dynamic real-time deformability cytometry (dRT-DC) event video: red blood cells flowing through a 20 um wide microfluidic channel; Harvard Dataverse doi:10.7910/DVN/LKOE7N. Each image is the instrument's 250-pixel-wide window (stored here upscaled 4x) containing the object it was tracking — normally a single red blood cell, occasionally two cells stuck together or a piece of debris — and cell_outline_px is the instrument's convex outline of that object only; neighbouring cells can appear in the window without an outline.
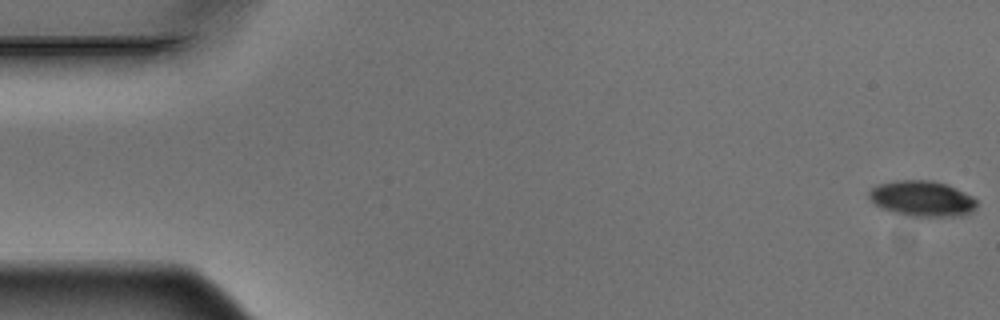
{"species": "Egyptian fruit bat (a non-hibernating species)", "species_latin": "Rousettus aegyptiacus", "temperature_condition": "warm", "stored_images_in_passage": 15, "camera_frame_rate_fps": 3000, "um_per_image_px": 0.085, "animal": {"sex": "male"}, "frame": {"image": 1, "passage_image": 1, "time_ms": 0.0, "image_size_px": [1000, 320], "cell_outline_px": [[976, 208], [972, 212], [964, 216], [904, 216], [892, 212], [876, 204], [868, 196], [868, 192], [876, 184], [896, 180], [932, 180], [948, 184], [972, 196], [976, 200]], "centroid_in_image_um": [78.39, 16.88], "position_along_channel_um": 6.6, "area_um2": 22.54}}
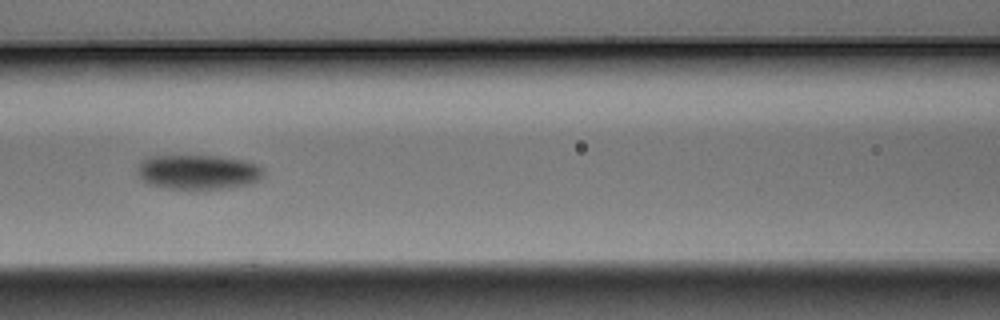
{"frame": {"image": 2, "passage_image": 7, "time_ms": 2.0, "image_size_px": [1000, 320], "cell_outline_px": [[264, 176], [260, 180], [252, 184], [232, 188], [168, 188], [148, 184], [140, 176], [140, 160], [148, 156], [220, 156], [244, 160], [256, 164], [264, 168]], "centroid_in_image_um": [16.93, 14.61], "position_along_channel_um": 149.7, "area_um2": 25.43}}
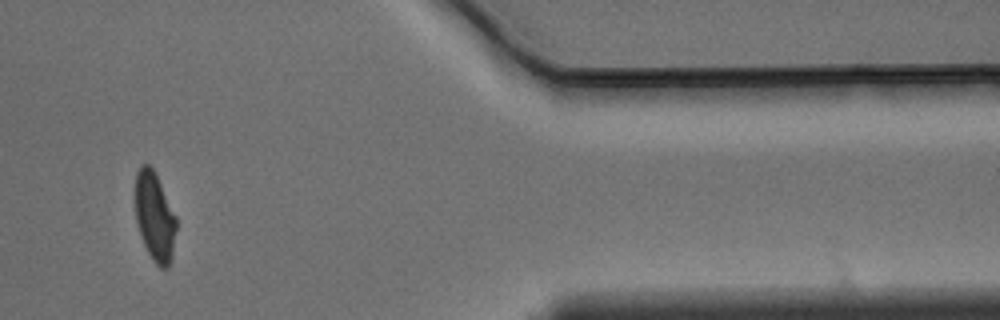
{"frame": {"image": 3, "passage_image": 13, "time_ms": 4.0, "image_size_px": [1000, 320], "cell_outline_px": [[176, 228], [172, 256], [168, 268], [160, 268], [152, 260], [140, 236], [136, 224], [132, 196], [132, 192], [136, 172], [140, 164], [148, 164], [152, 168], [176, 216]], "centroid_in_image_um": [13.08, 18.38], "position_along_channel_um": 398.3, "area_um2": 21.85}}